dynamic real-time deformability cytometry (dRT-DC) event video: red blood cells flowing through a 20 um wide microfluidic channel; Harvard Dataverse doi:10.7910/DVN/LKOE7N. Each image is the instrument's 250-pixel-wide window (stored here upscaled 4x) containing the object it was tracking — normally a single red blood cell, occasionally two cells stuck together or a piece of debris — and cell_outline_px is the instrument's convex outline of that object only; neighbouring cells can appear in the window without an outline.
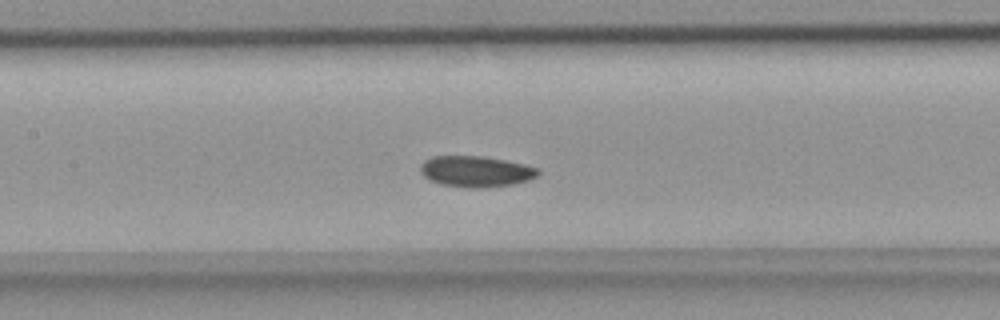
{"species": "common noctule bat (a hibernating species)", "species_latin": "Nyctalus noctula", "temperature_condition": "room temperature", "stored_images_in_passage": 41, "camera_frame_rate_fps": 3000, "um_per_image_px": 0.085, "animal": {"sex": "female", "body_mass_g": 18.4}, "frame": {"image": 1, "passage_image": 13, "time_ms": 4.0, "image_size_px": [1000, 320], "cell_outline_px": [[540, 172], [536, 176], [528, 180], [512, 184], [480, 188], [472, 188], [440, 184], [428, 180], [420, 172], [420, 164], [424, 160], [432, 156], [484, 156], [524, 164], [540, 168]], "centroid_in_image_um": [40.42, 14.56], "position_along_channel_um": 167.0, "area_um2": 21.33}}
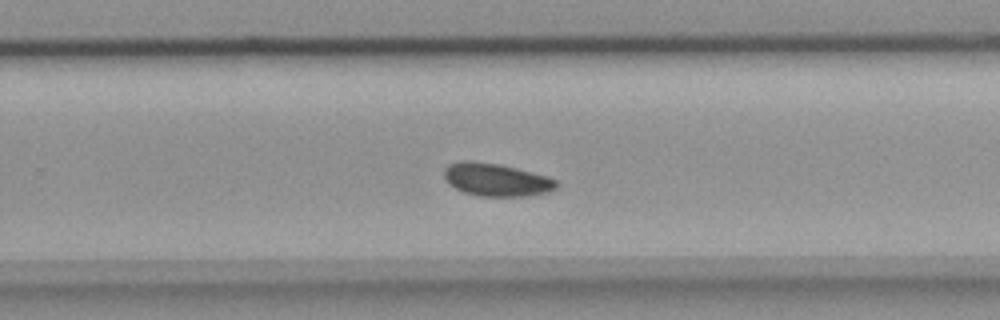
{"frame": {"image": 2, "passage_image": 22, "time_ms": 7.0, "image_size_px": [1000, 320], "cell_outline_px": [[560, 184], [556, 188], [548, 192], [524, 196], [476, 196], [464, 192], [448, 184], [444, 176], [444, 168], [448, 164], [460, 160], [472, 160], [500, 164], [548, 176], [556, 180]], "centroid_in_image_um": [42.17, 15.26], "position_along_channel_um": 287.6, "area_um2": 21.73}}
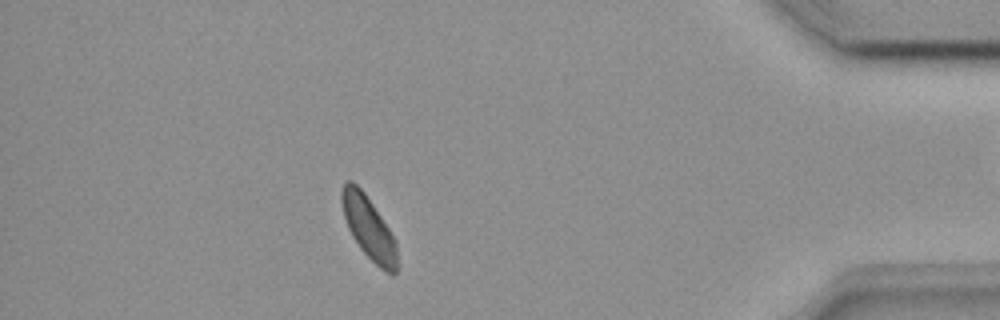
{"frame": {"image": 3, "passage_image": 34, "time_ms": 11.0, "image_size_px": [1000, 320], "cell_outline_px": [[396, 272], [388, 272], [380, 268], [360, 248], [352, 236], [348, 228], [344, 216], [340, 200], [340, 188], [344, 180], [352, 180], [364, 192], [396, 240]], "centroid_in_image_um": [31.28, 19.28], "position_along_channel_um": 403.9, "area_um2": 19.94}}